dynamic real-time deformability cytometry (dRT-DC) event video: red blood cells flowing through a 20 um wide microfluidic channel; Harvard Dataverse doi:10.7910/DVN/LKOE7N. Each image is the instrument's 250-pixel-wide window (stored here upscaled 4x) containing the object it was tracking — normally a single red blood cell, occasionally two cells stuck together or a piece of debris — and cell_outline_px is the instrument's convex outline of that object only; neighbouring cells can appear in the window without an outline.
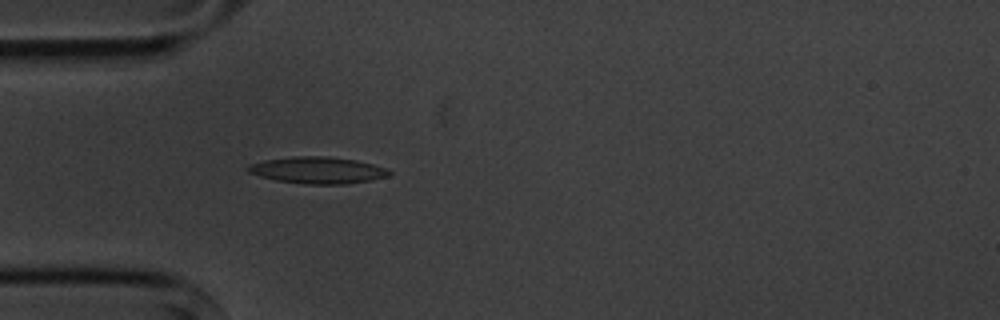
{"species": "common noctule bat (a hibernating species)", "species_latin": "Nyctalus noctula", "temperature_condition": "cold", "stored_images_in_passage": 2, "camera_frame_rate_fps": 3000, "um_per_image_px": 0.085, "animal": {"sex": "male", "body_mass_g": 20.1, "forearm_length_mm": 53.5}, "frame": {"image": 1, "passage_image": 2, "time_ms": 1.333, "image_size_px": [1000, 320], "cell_outline_px": [[392, 172], [388, 176], [372, 180], [344, 184], [308, 184], [276, 180], [260, 176], [248, 172], [244, 168], [248, 164], [264, 160], [292, 156], [328, 156], [356, 160], [372, 164], [384, 168]], "centroid_in_image_um": [26.96, 14.46], "position_along_channel_um": 58.0, "area_um2": 21.96}}